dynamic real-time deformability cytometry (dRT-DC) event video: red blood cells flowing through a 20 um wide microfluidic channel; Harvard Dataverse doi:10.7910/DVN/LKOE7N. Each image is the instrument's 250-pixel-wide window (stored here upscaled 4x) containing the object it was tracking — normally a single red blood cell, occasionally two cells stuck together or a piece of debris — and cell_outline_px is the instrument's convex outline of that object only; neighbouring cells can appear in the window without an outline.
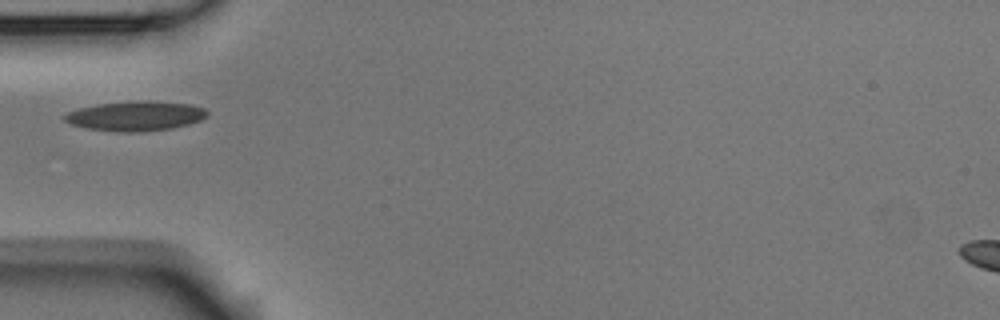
{"species": "Egyptian fruit bat (a non-hibernating species)", "species_latin": "Rousettus aegyptiacus", "temperature_condition": "room temperature", "stored_images_in_passage": 1, "camera_frame_rate_fps": 3000, "um_per_image_px": 0.085, "animal": {"sex": "male"}, "frame": {"image": 1, "passage_image": 1, "time_ms": 0.0, "image_size_px": [1000, 320], "cell_outline_px": [[208, 112], [200, 120], [188, 124], [172, 128], [140, 132], [120, 132], [84, 128], [72, 124], [64, 120], [64, 116], [68, 112], [80, 108], [96, 104], [136, 100], [148, 100], [192, 104], [204, 108]], "centroid_in_image_um": [11.51, 9.85], "position_along_channel_um": 73.5, "area_um2": 24.74}}